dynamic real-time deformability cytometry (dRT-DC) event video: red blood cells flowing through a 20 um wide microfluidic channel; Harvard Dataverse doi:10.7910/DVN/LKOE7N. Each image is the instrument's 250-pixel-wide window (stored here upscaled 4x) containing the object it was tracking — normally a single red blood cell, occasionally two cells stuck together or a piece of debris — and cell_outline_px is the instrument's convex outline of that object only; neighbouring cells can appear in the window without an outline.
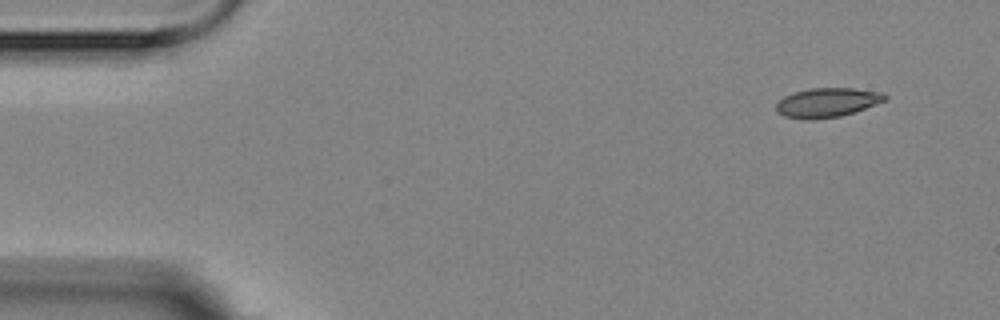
{"species": "Egyptian fruit bat (a non-hibernating species)", "species_latin": "Rousettus aegyptiacus", "temperature_condition": "room temperature", "stored_images_in_passage": 3, "camera_frame_rate_fps": 3000, "um_per_image_px": 0.085, "animal": {"sex": "female"}, "frame": {"image": 1, "passage_image": 1, "time_ms": 0.0, "image_size_px": [1000, 320], "cell_outline_px": [[888, 100], [840, 116], [812, 120], [804, 120], [784, 116], [776, 112], [776, 104], [784, 96], [808, 88], [852, 88], [884, 92], [888, 96]], "centroid_in_image_um": [70.31, 8.71], "position_along_channel_um": 14.7, "area_um2": 18.67}}
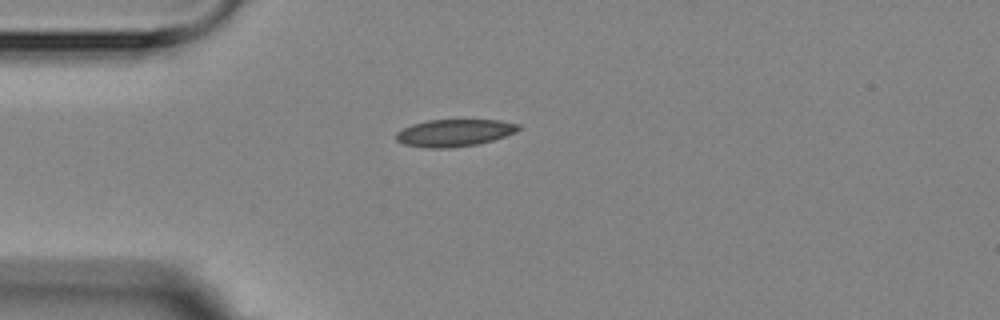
{"frame": {"image": 2, "passage_image": 3, "time_ms": 3.333, "image_size_px": [1000, 320], "cell_outline_px": [[520, 128], [516, 132], [492, 140], [476, 144], [448, 148], [428, 148], [404, 144], [396, 140], [396, 132], [412, 124], [428, 120], [500, 120], [520, 124]], "centroid_in_image_um": [38.62, 11.28], "position_along_channel_um": 46.4, "area_um2": 19.25}}